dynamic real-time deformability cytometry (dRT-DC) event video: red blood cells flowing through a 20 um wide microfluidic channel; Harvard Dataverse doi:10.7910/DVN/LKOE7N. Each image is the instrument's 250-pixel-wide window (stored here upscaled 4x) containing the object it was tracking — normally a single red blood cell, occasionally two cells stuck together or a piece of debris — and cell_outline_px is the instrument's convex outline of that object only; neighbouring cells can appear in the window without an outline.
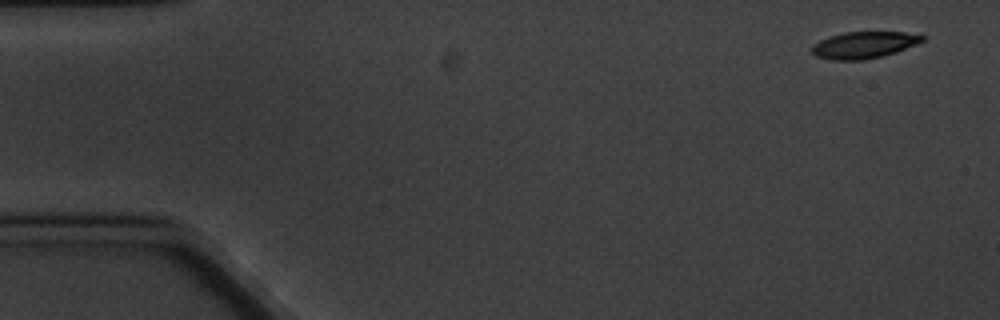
{"species": "common noctule bat (a hibernating species)", "species_latin": "Nyctalus noctula", "temperature_condition": "cold", "stored_images_in_passage": 11, "camera_frame_rate_fps": 3000, "um_per_image_px": 0.085, "animal": {"sex": "male", "body_mass_g": 20.1, "forearm_length_mm": 53.5}, "frame": {"image": 1, "passage_image": 1, "time_ms": 0.0, "image_size_px": [1000, 320], "cell_outline_px": [[924, 40], [896, 52], [884, 56], [864, 60], [832, 60], [816, 56], [812, 52], [812, 44], [828, 36], [844, 32], [904, 32], [924, 36]], "centroid_in_image_um": [73.39, 3.82], "position_along_channel_um": 11.6, "area_um2": 17.17}}
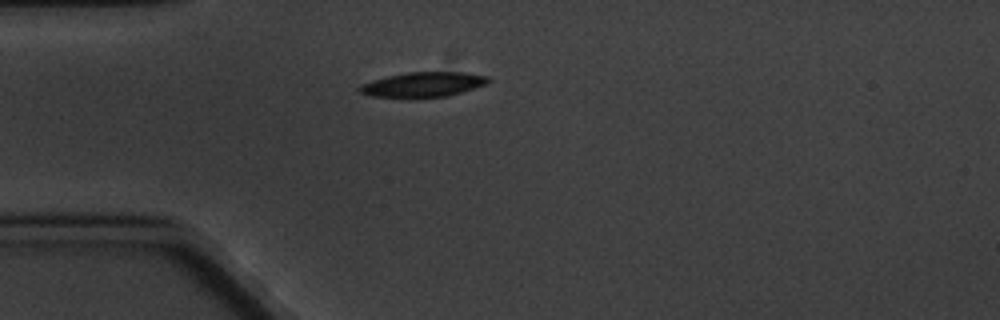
{"frame": {"image": 2, "passage_image": 4, "time_ms": 4.333, "image_size_px": [1000, 320], "cell_outline_px": [[492, 80], [488, 84], [460, 92], [444, 96], [416, 100], [408, 100], [372, 96], [356, 92], [356, 88], [360, 84], [372, 80], [388, 76], [408, 72], [464, 72], [488, 76]], "centroid_in_image_um": [35.89, 7.22], "position_along_channel_um": 49.1, "area_um2": 19.48}}